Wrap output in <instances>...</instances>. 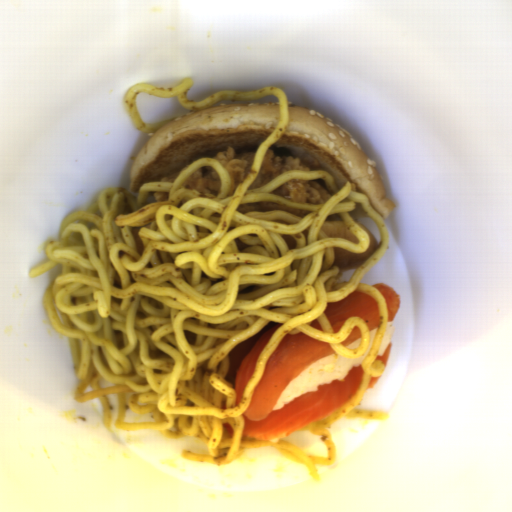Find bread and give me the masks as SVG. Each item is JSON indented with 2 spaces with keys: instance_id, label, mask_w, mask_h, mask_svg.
Instances as JSON below:
<instances>
[{
  "instance_id": "cb027b5d",
  "label": "bread",
  "mask_w": 512,
  "mask_h": 512,
  "mask_svg": "<svg viewBox=\"0 0 512 512\" xmlns=\"http://www.w3.org/2000/svg\"><path fill=\"white\" fill-rule=\"evenodd\" d=\"M288 125L269 150L274 157L299 158L309 171L327 170L339 189L350 181L352 191L365 194L375 211L387 219L397 206L386 197L377 163L345 128L323 114L288 102Z\"/></svg>"
},
{
  "instance_id": "b6be36c0",
  "label": "bread",
  "mask_w": 512,
  "mask_h": 512,
  "mask_svg": "<svg viewBox=\"0 0 512 512\" xmlns=\"http://www.w3.org/2000/svg\"><path fill=\"white\" fill-rule=\"evenodd\" d=\"M367 233L369 237V247L363 253H351L340 249L338 247H334L335 250V262L333 266H339L340 270L348 265H352L355 263H359L368 259L372 253L379 247V240L372 233V231L366 227L365 225L358 223Z\"/></svg>"
},
{
  "instance_id": "8d2b1439",
  "label": "bread",
  "mask_w": 512,
  "mask_h": 512,
  "mask_svg": "<svg viewBox=\"0 0 512 512\" xmlns=\"http://www.w3.org/2000/svg\"><path fill=\"white\" fill-rule=\"evenodd\" d=\"M279 102L212 105L174 118L153 132L138 150L129 172L137 193L147 182L182 172L201 158L231 146L237 154L256 152L279 123Z\"/></svg>"
},
{
  "instance_id": "2504dc21",
  "label": "bread",
  "mask_w": 512,
  "mask_h": 512,
  "mask_svg": "<svg viewBox=\"0 0 512 512\" xmlns=\"http://www.w3.org/2000/svg\"><path fill=\"white\" fill-rule=\"evenodd\" d=\"M329 238H347L354 243L359 240L353 231L343 221H323L319 228Z\"/></svg>"
}]
</instances>
